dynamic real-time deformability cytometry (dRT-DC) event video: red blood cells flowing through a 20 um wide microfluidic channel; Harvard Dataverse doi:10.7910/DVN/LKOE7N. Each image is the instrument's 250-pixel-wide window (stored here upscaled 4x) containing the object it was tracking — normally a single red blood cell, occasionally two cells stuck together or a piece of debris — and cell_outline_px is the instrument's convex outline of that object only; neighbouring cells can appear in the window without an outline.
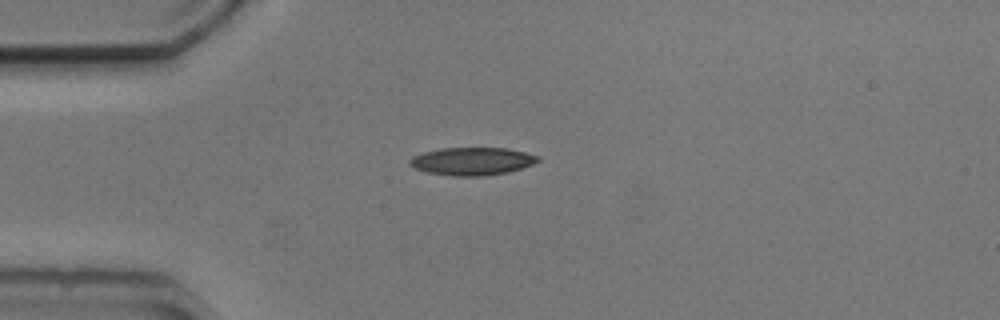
{"species": "common noctule bat (a hibernating species)", "species_latin": "Nyctalus noctula", "temperature_condition": "cold", "stored_images_in_passage": 4, "camera_frame_rate_fps": 3000, "um_per_image_px": 0.085, "animal": {"sex": "male", "body_mass_g": 20.5, "forearm_length_mm": 52.5}, "frame": {"image": 1, "passage_image": 1, "time_ms": 0.0, "image_size_px": [1000, 320], "cell_outline_px": [[540, 160], [532, 164], [508, 172], [484, 176], [452, 176], [428, 172], [416, 168], [408, 164], [408, 160], [412, 156], [424, 152], [440, 148], [508, 148], [540, 156]], "centroid_in_image_um": [40.12, 13.7], "position_along_channel_um": 44.9, "area_um2": 20.75}}